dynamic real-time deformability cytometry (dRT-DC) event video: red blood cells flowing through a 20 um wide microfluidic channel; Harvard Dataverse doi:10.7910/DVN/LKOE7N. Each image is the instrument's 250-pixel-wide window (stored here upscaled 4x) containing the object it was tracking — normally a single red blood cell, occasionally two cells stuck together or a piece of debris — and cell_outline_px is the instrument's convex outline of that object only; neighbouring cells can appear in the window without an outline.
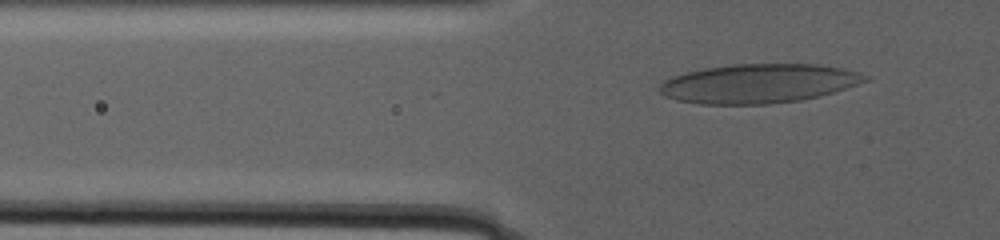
{"species": "human", "species_latin": "Homo sapiens", "temperature_condition": "warm", "stored_images_in_passage": 56, "camera_frame_rate_fps": 3000, "um_per_image_px": 0.085, "donor": {"sex": "male"}, "frame": {"image": 1, "passage_image": 5, "time_ms": 1.333, "image_size_px": [1000, 240], "cell_outline_px": [[872, 80], [820, 96], [800, 100], [768, 104], [700, 104], [676, 100], [664, 96], [656, 88], [664, 80], [672, 76], [704, 68], [732, 64], [820, 64], [860, 72], [872, 76]], "centroid_in_image_um": [64.5, 7.1], "position_along_channel_um": 61.3, "area_um2": 47.28}}
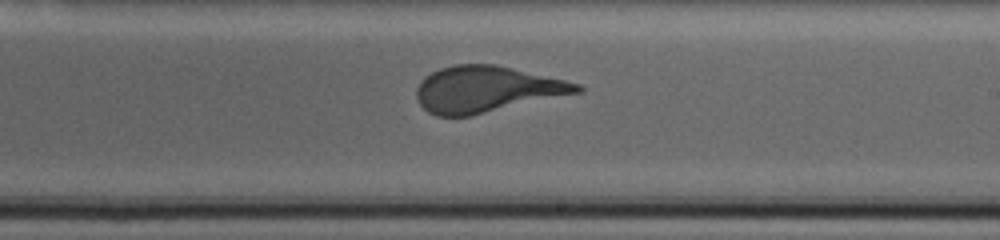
{"frame": {"image": 2, "passage_image": 33, "time_ms": 10.667, "image_size_px": [1000, 240], "cell_outline_px": [[584, 92], [468, 116], [436, 116], [428, 112], [420, 104], [416, 96], [416, 88], [420, 80], [424, 76], [440, 68], [456, 64], [492, 64], [564, 80], [580, 84], [584, 88]], "centroid_in_image_um": [41.34, 7.59], "position_along_channel_um": 247.7, "area_um2": 43.0}}
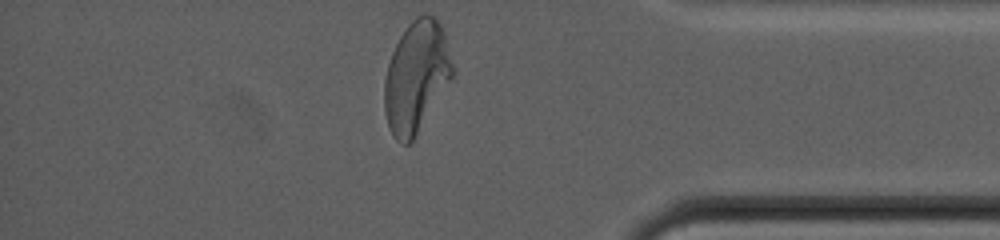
{"frame": {"image": 3, "passage_image": 56, "time_ms": 18.333, "image_size_px": [1000, 240], "cell_outline_px": [[452, 76], [412, 140], [408, 144], [400, 144], [392, 136], [384, 112], [384, 80], [388, 64], [392, 52], [400, 36], [408, 24], [416, 16], [424, 12], [432, 16], [440, 24], [444, 32], [452, 64]], "centroid_in_image_um": [35.34, 6.5], "position_along_channel_um": 399.9, "area_um2": 43.35}}